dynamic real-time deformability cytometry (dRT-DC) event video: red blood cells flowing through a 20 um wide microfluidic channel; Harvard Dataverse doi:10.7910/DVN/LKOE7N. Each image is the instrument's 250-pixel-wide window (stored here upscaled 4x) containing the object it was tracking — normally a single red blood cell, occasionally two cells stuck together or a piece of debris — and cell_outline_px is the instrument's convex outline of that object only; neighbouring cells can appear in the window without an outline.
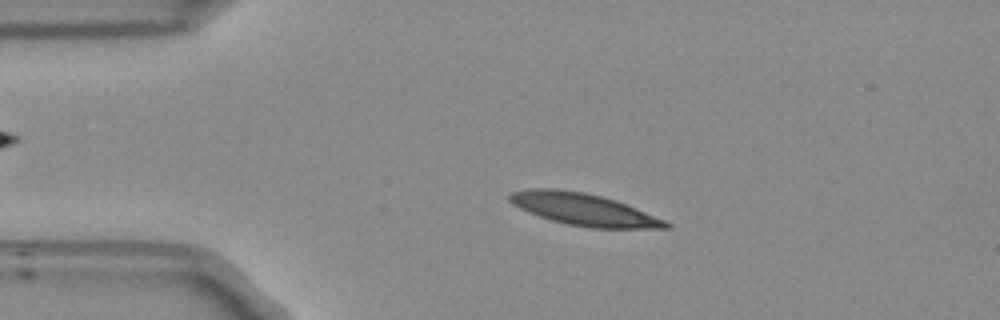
{"species": "Egyptian fruit bat (a non-hibernating species)", "species_latin": "Rousettus aegyptiacus", "temperature_condition": "room temperature", "stored_images_in_passage": 51, "camera_frame_rate_fps": 3000, "um_per_image_px": 0.085, "frame": {"image": 1, "passage_image": 8, "time_ms": 2.333, "image_size_px": [1000, 320], "cell_outline_px": [[672, 228], [592, 228], [568, 224], [552, 220], [528, 212], [512, 204], [508, 200], [508, 196], [512, 192], [532, 188], [552, 188], [584, 192], [616, 200], [664, 220], [672, 224]], "centroid_in_image_um": [49.6, 17.8], "position_along_channel_um": 35.4, "area_um2": 28.84}}
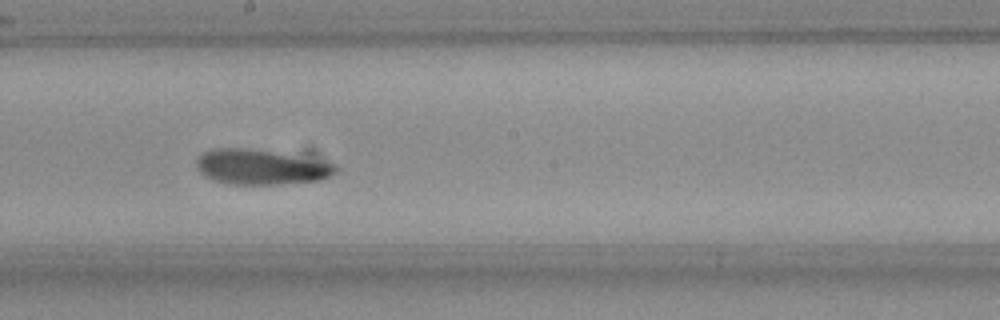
{"frame": {"image": 2, "passage_image": 26, "time_ms": 8.333, "image_size_px": [1000, 320], "cell_outline_px": [[340, 172], [324, 180], [280, 184], [232, 184], [212, 180], [204, 176], [200, 172], [196, 164], [196, 160], [204, 152], [212, 148], [248, 148], [272, 152], [336, 164], [340, 168]], "centroid_in_image_um": [22.21, 14.21], "position_along_channel_um": 226.0, "area_um2": 28.44}}
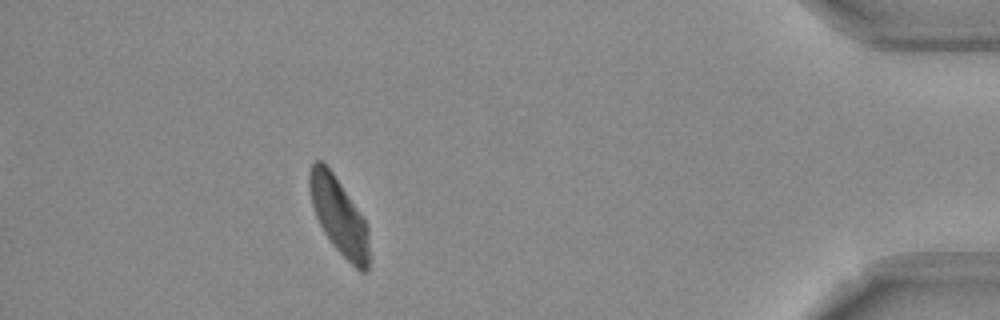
{"frame": {"image": 3, "passage_image": 45, "time_ms": 14.667, "image_size_px": [1000, 320], "cell_outline_px": [[368, 268], [364, 272], [360, 272], [332, 244], [324, 232], [316, 216], [312, 204], [308, 188], [308, 172], [312, 164], [316, 160], [320, 160], [332, 172], [364, 220], [368, 228]], "centroid_in_image_um": [28.77, 18.35], "position_along_channel_um": 406.4, "area_um2": 25.95}, "authors_computed_cell_mechanics": {"area_um2": 28.2642, "velocity_mm_per_s": 3.7235, "shape_relaxation_time_tau1_ms": 4.5475, "shape_relaxation_time_tau2_ms": 2.6001, "deformation_change_tau1": 0.1661, "deformation_change_tau2": 0.0968}}